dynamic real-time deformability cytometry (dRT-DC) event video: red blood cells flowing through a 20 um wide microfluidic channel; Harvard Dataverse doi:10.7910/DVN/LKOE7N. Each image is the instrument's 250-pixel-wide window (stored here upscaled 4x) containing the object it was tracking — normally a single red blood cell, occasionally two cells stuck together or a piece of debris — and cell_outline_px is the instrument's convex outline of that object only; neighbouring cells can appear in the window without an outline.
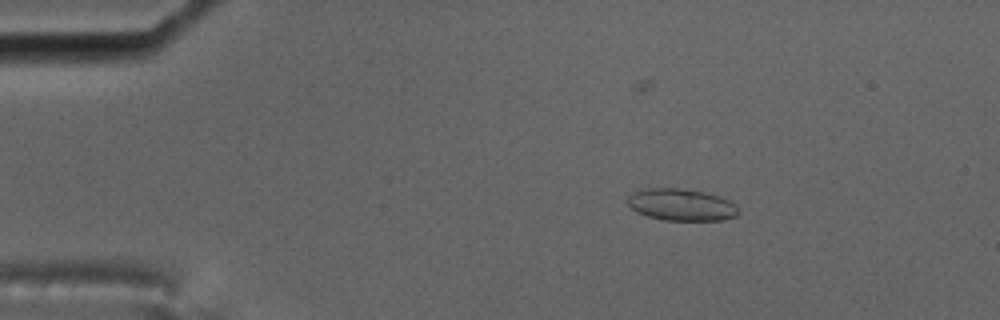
{"species": "common noctule bat (a hibernating species)", "species_latin": "Nyctalus noctula", "temperature_condition": "cold", "stored_images_in_passage": 52, "camera_frame_rate_fps": 3000, "um_per_image_px": 0.085, "animal": {"sex": "male", "body_mass_g": 17.5, "forearm_length_mm": 52.3}, "frame": {"image": 1, "passage_image": 9, "time_ms": 2.667, "image_size_px": [1000, 320], "cell_outline_px": [[740, 212], [736, 216], [724, 220], [664, 220], [648, 216], [636, 212], [628, 204], [628, 196], [632, 192], [648, 188], [676, 188], [704, 192], [728, 200], [740, 208]], "centroid_in_image_um": [57.92, 17.41], "position_along_channel_um": 27.1, "area_um2": 20.52}}
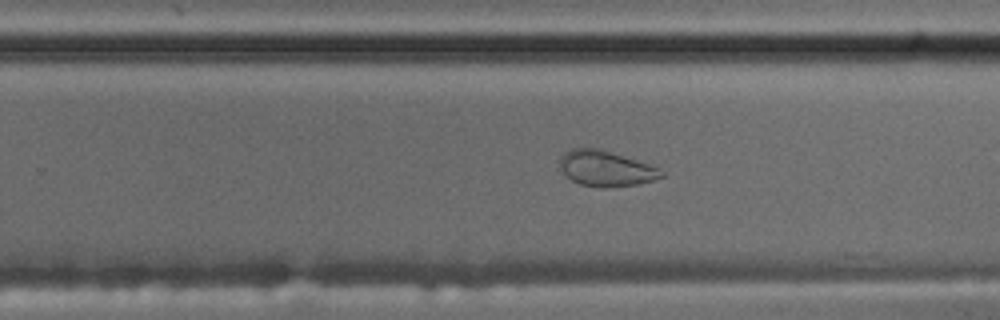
{"frame": {"image": 2, "passage_image": 36, "time_ms": 11.667, "image_size_px": [1000, 320], "cell_outline_px": [[664, 176], [640, 184], [608, 188], [600, 188], [580, 184], [572, 180], [560, 168], [560, 156], [564, 152], [572, 148], [600, 148], [660, 164], [664, 172]], "centroid_in_image_um": [51.63, 14.3], "position_along_channel_um": 278.2, "area_um2": 22.02}}
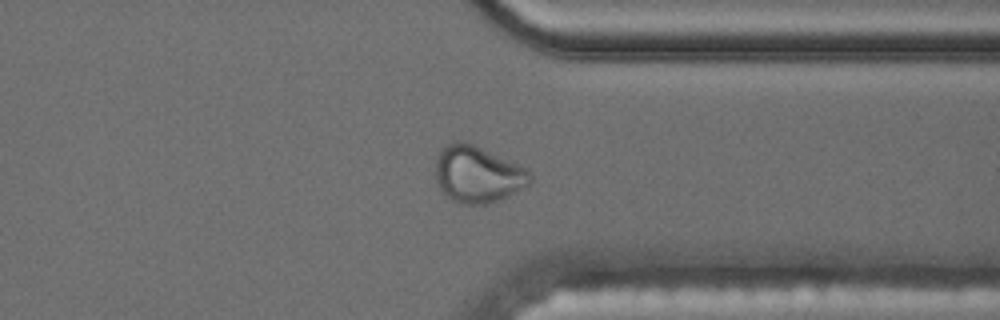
{"frame": {"image": 3, "passage_image": 44, "time_ms": 14.333, "image_size_px": [1000, 320], "cell_outline_px": [[532, 180], [528, 184], [516, 192], [496, 200], [484, 204], [464, 204], [452, 200], [440, 188], [436, 180], [436, 160], [440, 148], [452, 140], [464, 140], [516, 164], [524, 168], [532, 176]], "centroid_in_image_um": [40.55, 14.79], "position_along_channel_um": 370.9, "area_um2": 30.81}}